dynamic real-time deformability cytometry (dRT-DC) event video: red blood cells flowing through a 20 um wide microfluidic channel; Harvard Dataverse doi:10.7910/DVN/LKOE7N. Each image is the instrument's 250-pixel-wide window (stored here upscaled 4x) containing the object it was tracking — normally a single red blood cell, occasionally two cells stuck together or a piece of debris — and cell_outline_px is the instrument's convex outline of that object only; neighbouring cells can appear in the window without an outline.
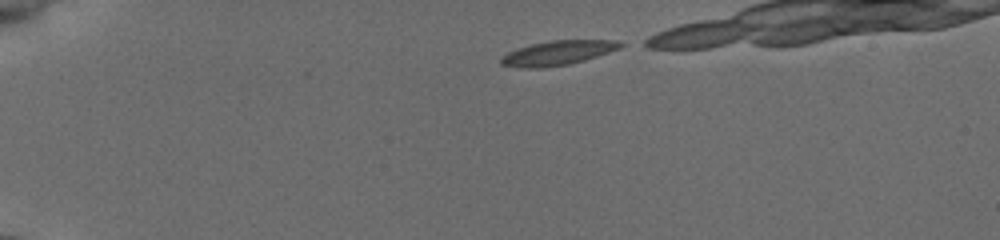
{"species": "common noctule bat (a hibernating species)", "species_latin": "Nyctalus noctula", "temperature_condition": "cold", "stored_images_in_passage": 38, "camera_frame_rate_fps": 3000, "um_per_image_px": 0.085, "animal": {"sex": "female", "body_mass_g": 19.5, "forearm_length_mm": 54.1}, "frame": {"image": 1, "passage_image": 1, "time_ms": 0.0, "image_size_px": [1000, 240], "cell_outline_px": [[628, 44], [620, 48], [584, 60], [568, 64], [540, 68], [520, 68], [500, 64], [500, 56], [516, 48], [548, 40], [616, 40]], "centroid_in_image_um": [47.39, 4.49], "position_along_channel_um": 37.6, "area_um2": 17.11}}
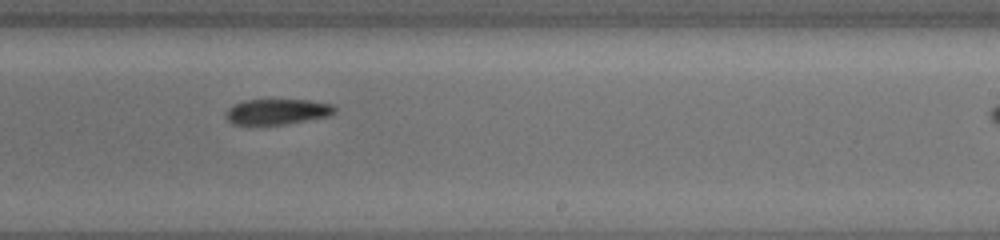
{"frame": {"image": 2, "passage_image": 24, "time_ms": 7.667, "image_size_px": [1000, 240], "cell_outline_px": [[336, 112], [328, 116], [284, 124], [232, 124], [228, 120], [228, 108], [232, 104], [244, 100], [308, 100], [336, 104]], "centroid_in_image_um": [23.62, 9.47], "position_along_channel_um": 265.4, "area_um2": 16.07}}
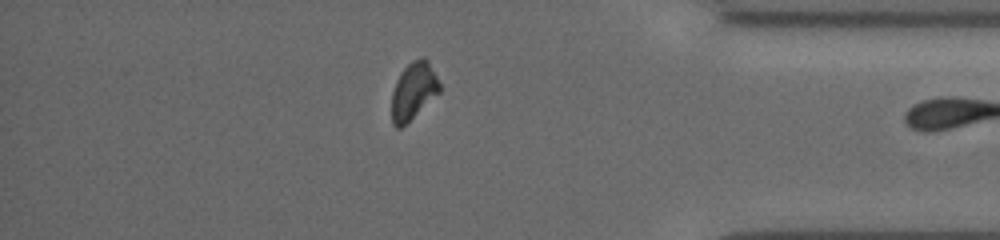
{"frame": {"image": 3, "passage_image": 37, "time_ms": 11.667, "image_size_px": [1000, 240], "cell_outline_px": [[440, 92], [400, 128], [396, 128], [392, 124], [392, 92], [396, 80], [400, 72], [412, 60], [424, 56], [428, 60], [440, 84]], "centroid_in_image_um": [35.13, 7.7], "position_along_channel_um": 400.1, "area_um2": 15.78}}